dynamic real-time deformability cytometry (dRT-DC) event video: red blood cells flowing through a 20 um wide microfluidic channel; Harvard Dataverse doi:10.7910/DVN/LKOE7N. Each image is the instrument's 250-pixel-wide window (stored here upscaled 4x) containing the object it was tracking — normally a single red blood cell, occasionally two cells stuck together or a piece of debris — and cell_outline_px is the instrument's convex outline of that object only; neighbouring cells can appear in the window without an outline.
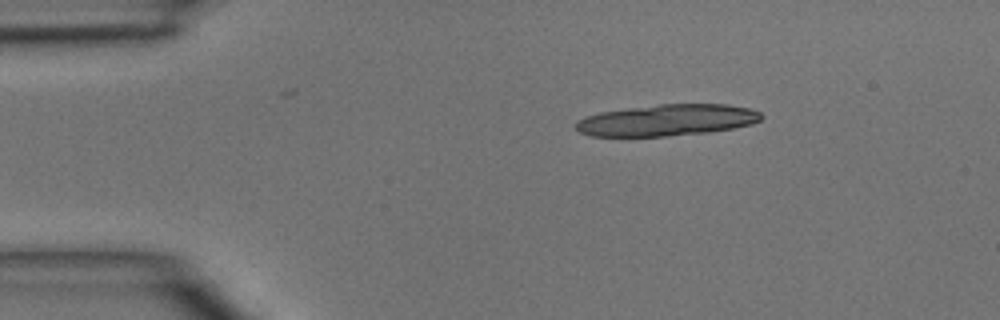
{"species": "common noctule bat (a hibernating species)", "species_latin": "Nyctalus noctula", "temperature_condition": "room temperature", "stored_images_in_passage": 13, "camera_frame_rate_fps": 3000, "um_per_image_px": 0.085, "animal": {"sex": "male", "body_mass_g": 15.6}, "frame": {"image": 1, "passage_image": 1, "time_ms": 0.0, "image_size_px": [1000, 320], "cell_outline_px": [[764, 116], [760, 120], [752, 124], [732, 128], [708, 132], [664, 136], [592, 136], [580, 132], [576, 128], [576, 120], [600, 112], [628, 108], [660, 104], [728, 104], [748, 108], [760, 112]], "centroid_in_image_um": [56.71, 10.21], "position_along_channel_um": 28.3, "area_um2": 33.81}}